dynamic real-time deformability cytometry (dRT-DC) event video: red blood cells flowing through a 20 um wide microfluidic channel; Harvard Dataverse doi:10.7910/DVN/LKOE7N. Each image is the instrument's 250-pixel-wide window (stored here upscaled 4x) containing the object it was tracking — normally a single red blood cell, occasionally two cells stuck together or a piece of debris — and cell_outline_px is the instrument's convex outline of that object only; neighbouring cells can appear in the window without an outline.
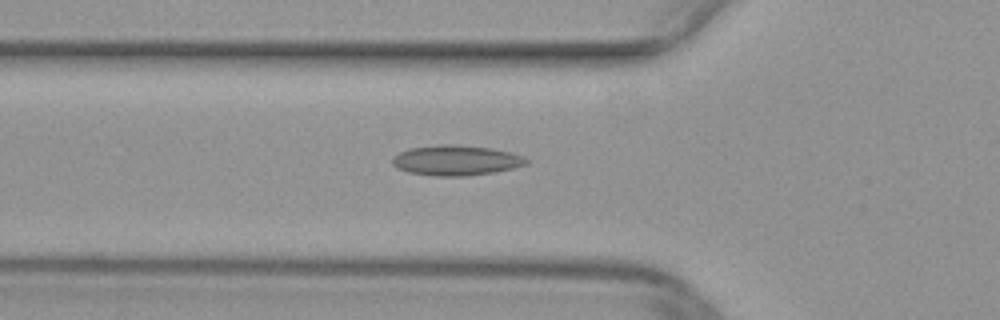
{"species": "common noctule bat (a hibernating species)", "species_latin": "Nyctalus noctula", "temperature_condition": "warm", "stored_images_in_passage": 29, "camera_frame_rate_fps": 3000, "um_per_image_px": 0.085, "animal": {"sex": "female", "body_mass_g": 29.2, "forearm_length_mm": 56.3}, "frame": {"image": 1, "passage_image": 2, "time_ms": 0.333, "image_size_px": [1000, 320], "cell_outline_px": [[528, 164], [512, 168], [492, 172], [464, 176], [436, 176], [408, 172], [396, 168], [392, 164], [392, 156], [408, 148], [440, 144], [448, 144], [492, 148], [512, 152], [524, 156], [528, 160]], "centroid_in_image_um": [38.74, 13.62], "position_along_channel_um": 87.1, "area_um2": 23.64}}
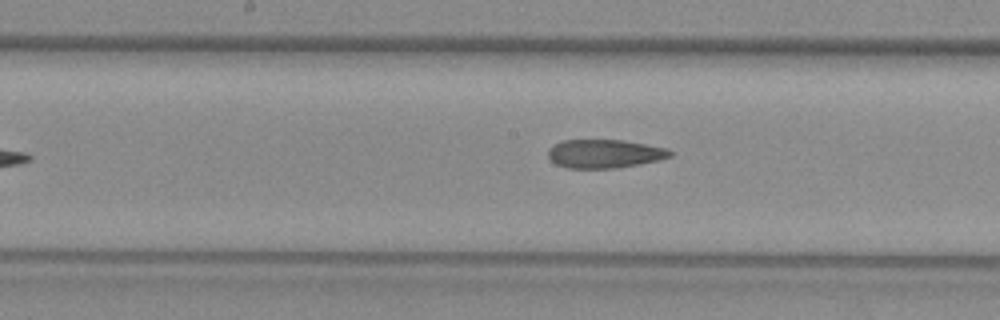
{"frame": {"image": 2, "passage_image": 10, "time_ms": 3.0, "image_size_px": [1000, 320], "cell_outline_px": [[672, 156], [660, 160], [616, 168], [568, 168], [556, 164], [548, 156], [548, 148], [564, 140], [624, 140], [668, 148], [672, 152]], "centroid_in_image_um": [51.41, 13.06], "position_along_channel_um": 196.8, "area_um2": 20.29}}
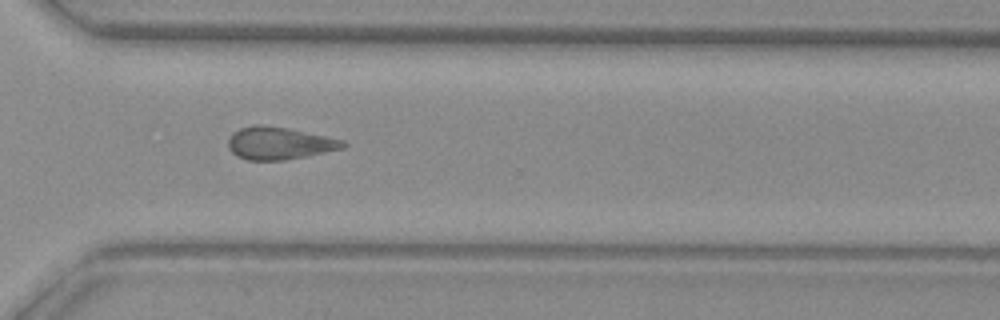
{"frame": {"image": 3, "passage_image": 21, "time_ms": 6.667, "image_size_px": [1000, 320], "cell_outline_px": [[348, 144], [344, 148], [284, 160], [248, 160], [236, 156], [228, 148], [228, 136], [232, 132], [240, 128], [256, 124], [260, 124], [288, 128], [344, 140]], "centroid_in_image_um": [23.7, 12.16], "position_along_channel_um": 346.9, "area_um2": 21.73}}